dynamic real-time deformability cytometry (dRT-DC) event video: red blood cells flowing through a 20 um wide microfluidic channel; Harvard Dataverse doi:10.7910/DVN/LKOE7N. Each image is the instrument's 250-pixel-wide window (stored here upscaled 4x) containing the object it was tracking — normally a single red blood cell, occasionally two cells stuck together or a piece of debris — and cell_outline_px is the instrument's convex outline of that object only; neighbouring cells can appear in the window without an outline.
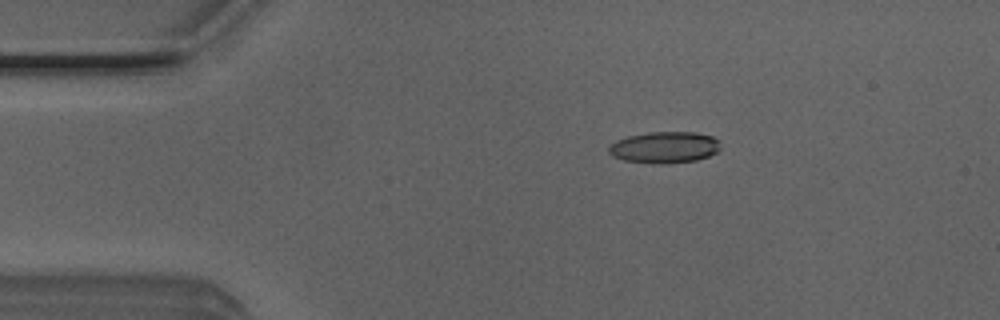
{"species": "Egyptian fruit bat (a non-hibernating species)", "species_latin": "Rousettus aegyptiacus", "temperature_condition": "room temperature", "stored_images_in_passage": 51, "camera_frame_rate_fps": 3000, "um_per_image_px": 0.085, "animal": {"sex": "male"}, "frame": {"image": 1, "passage_image": 9, "time_ms": 2.667, "image_size_px": [1000, 320], "cell_outline_px": [[720, 148], [716, 152], [708, 156], [696, 160], [668, 164], [652, 164], [624, 160], [612, 156], [608, 152], [608, 148], [616, 140], [628, 136], [648, 132], [696, 132], [712, 136], [720, 140]], "centroid_in_image_um": [56.49, 12.53], "position_along_channel_um": 28.5, "area_um2": 20.69}}
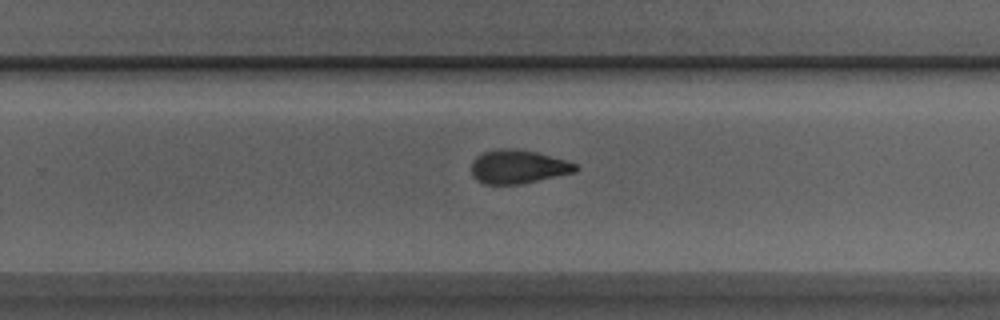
{"frame": {"image": 2, "passage_image": 32, "time_ms": 10.333, "image_size_px": [1000, 320], "cell_outline_px": [[580, 168], [576, 172], [520, 184], [484, 184], [476, 180], [472, 176], [472, 160], [476, 156], [484, 152], [500, 148], [512, 148], [536, 152], [568, 160], [576, 164]], "centroid_in_image_um": [44.04, 14.17], "position_along_channel_um": 285.8, "area_um2": 20.58}}
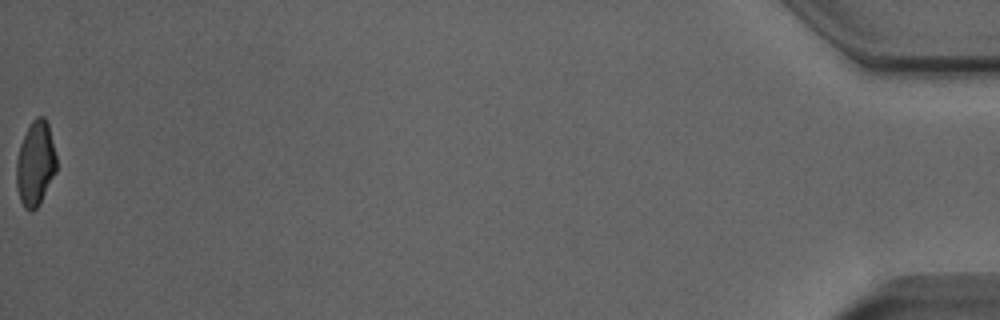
{"frame": {"image": 3, "passage_image": 51, "time_ms": 16.667, "image_size_px": [1000, 320], "cell_outline_px": [[56, 172], [36, 208], [32, 212], [24, 208], [20, 200], [16, 188], [16, 160], [20, 144], [32, 120], [36, 116], [44, 116], [48, 124], [56, 156]], "centroid_in_image_um": [2.99, 13.9], "position_along_channel_um": 432.2, "area_um2": 19.65}, "authors_computed_cell_mechanics": {"area_um2": 20.6924, "velocity_mm_per_s": 4.0384, "shape_relaxation_time_tau1_ms": 4.5298, "shape_relaxation_time_tau2_ms": 2.496, "deformation_change_tau1": 0.1473, "deformation_change_tau2": 0.0939}}